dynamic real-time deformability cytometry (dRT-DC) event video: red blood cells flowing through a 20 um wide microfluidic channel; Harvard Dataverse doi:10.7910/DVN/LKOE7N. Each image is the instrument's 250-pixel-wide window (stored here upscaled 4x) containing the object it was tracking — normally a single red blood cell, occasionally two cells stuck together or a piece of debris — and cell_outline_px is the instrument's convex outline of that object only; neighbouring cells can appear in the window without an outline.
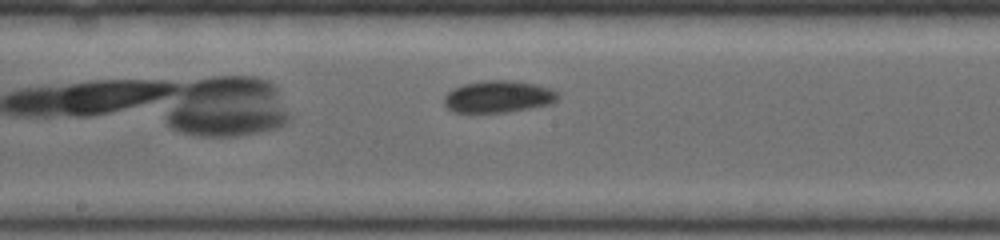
{"species": "common noctule bat (a hibernating species)", "species_latin": "Nyctalus noctula", "temperature_condition": "warm", "stored_images_in_passage": 7, "camera_frame_rate_fps": 5000, "um_per_image_px": 0.085, "animal": {"sex": "female", "body_mass_g": 19.0, "forearm_length_mm": 53.3}, "frame": {"image": 1, "passage_image": 7, "time_ms": 2.8, "image_size_px": [1000, 240], "cell_outline_px": [[560, 96], [552, 104], [508, 112], [452, 112], [444, 104], [444, 96], [452, 88], [464, 84], [488, 80], [508, 80], [536, 84], [552, 88]], "centroid_in_image_um": [42.37, 8.21], "position_along_channel_um": 205.8, "area_um2": 21.27}}